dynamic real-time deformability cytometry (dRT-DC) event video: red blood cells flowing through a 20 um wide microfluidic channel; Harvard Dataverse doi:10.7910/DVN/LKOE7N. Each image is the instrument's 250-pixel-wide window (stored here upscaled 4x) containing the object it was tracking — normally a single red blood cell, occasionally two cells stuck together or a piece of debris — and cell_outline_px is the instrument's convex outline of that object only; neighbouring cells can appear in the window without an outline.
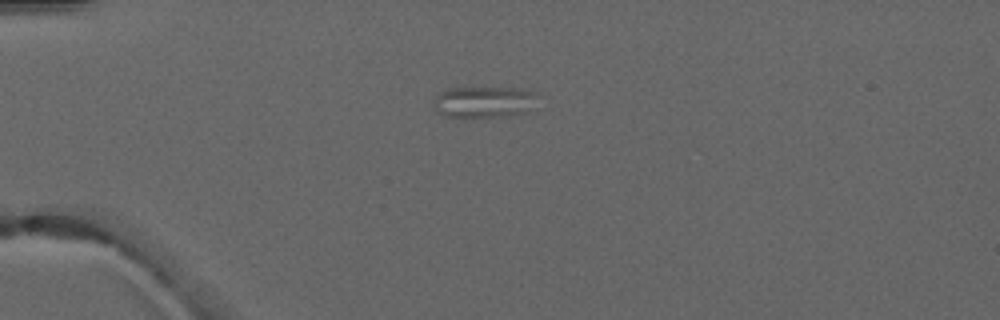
{"species": "common noctule bat (a hibernating species)", "species_latin": "Nyctalus noctula", "temperature_condition": "warm", "stored_images_in_passage": 2, "camera_frame_rate_fps": 3000, "um_per_image_px": 0.085, "animal": {"sex": "male", "forearm_length_mm": 52.5}, "frame": {"image": 1, "passage_image": 1, "time_ms": 0.0, "image_size_px": [1000, 320], "cell_outline_px": [[536, 96], [532, 112], [508, 116], [444, 116], [432, 108], [436, 96], [440, 92], [448, 88], [520, 88], [536, 92]], "centroid_in_image_um": [41.17, 8.66], "position_along_channel_um": 43.8, "area_um2": 19.07}}